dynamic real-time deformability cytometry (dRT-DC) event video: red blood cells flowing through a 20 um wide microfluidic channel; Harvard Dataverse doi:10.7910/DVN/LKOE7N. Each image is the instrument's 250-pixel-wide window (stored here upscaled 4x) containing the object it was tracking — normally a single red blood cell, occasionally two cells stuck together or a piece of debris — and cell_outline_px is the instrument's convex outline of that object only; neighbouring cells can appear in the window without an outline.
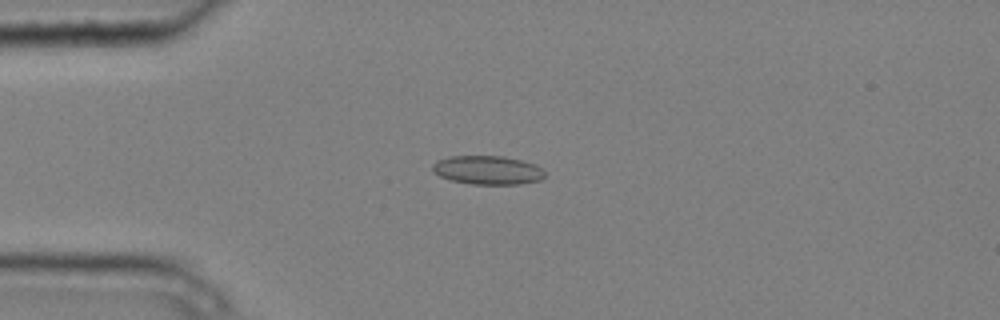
{"species": "common noctule bat (a hibernating species)", "species_latin": "Nyctalus noctula", "temperature_condition": "cold", "stored_images_in_passage": 4, "camera_frame_rate_fps": 3000, "um_per_image_px": 0.085, "animal": {"sex": "male", "body_mass_g": 20.4}, "frame": {"image": 1, "passage_image": 2, "time_ms": 0.333, "image_size_px": [1000, 320], "cell_outline_px": [[544, 176], [540, 180], [520, 184], [472, 184], [452, 180], [440, 176], [432, 168], [432, 164], [448, 156], [504, 156], [536, 164], [544, 172]], "centroid_in_image_um": [41.47, 14.45], "position_along_channel_um": 43.5, "area_um2": 18.61}}
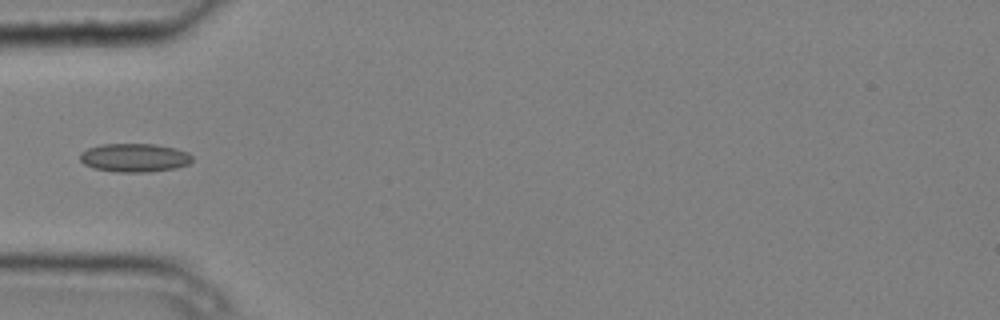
{"frame": {"image": 2, "passage_image": 3, "time_ms": 0.667, "image_size_px": [1000, 320], "cell_outline_px": [[192, 160], [188, 164], [176, 168], [148, 172], [116, 172], [92, 168], [84, 164], [80, 160], [80, 152], [88, 148], [100, 144], [156, 144], [188, 152], [192, 156]], "centroid_in_image_um": [11.4, 13.41], "position_along_channel_um": 73.6, "area_um2": 18.73}}